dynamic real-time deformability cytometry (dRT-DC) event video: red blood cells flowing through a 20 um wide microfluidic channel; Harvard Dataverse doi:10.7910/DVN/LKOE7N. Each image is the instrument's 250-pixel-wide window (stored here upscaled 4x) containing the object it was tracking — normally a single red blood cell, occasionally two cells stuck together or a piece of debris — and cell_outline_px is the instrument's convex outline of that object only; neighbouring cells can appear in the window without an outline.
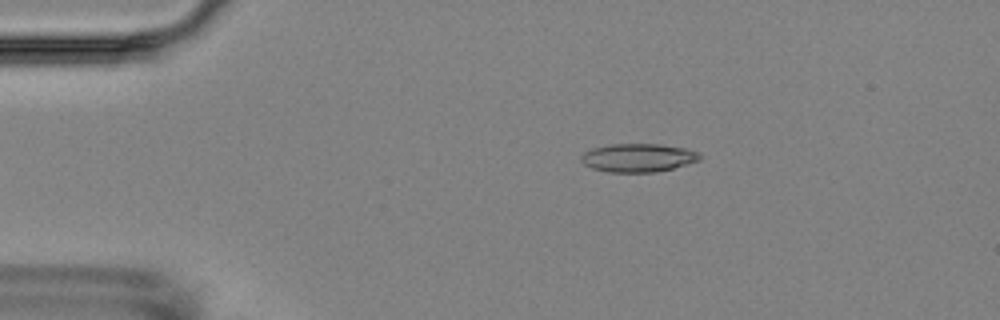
{"species": "Egyptian fruit bat (a non-hibernating species)", "species_latin": "Rousettus aegyptiacus", "temperature_condition": "room temperature", "stored_images_in_passage": 6, "camera_frame_rate_fps": 3000, "um_per_image_px": 0.085, "animal": {"sex": "female"}, "frame": {"image": 1, "passage_image": 6, "time_ms": 6.0, "image_size_px": [1000, 320], "cell_outline_px": [[700, 160], [672, 168], [656, 172], [608, 172], [592, 168], [584, 164], [580, 160], [580, 156], [584, 152], [592, 148], [612, 144], [660, 144], [684, 148], [696, 152], [700, 156]], "centroid_in_image_um": [54.19, 13.41], "position_along_channel_um": 30.8, "area_um2": 19.48}}